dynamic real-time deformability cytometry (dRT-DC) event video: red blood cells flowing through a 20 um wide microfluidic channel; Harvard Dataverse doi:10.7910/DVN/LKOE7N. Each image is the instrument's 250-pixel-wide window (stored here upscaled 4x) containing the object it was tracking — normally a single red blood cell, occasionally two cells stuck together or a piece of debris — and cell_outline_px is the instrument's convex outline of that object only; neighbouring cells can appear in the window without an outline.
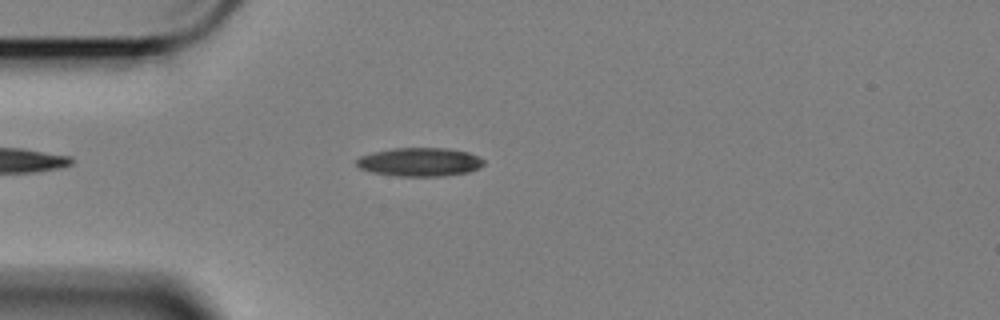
{"species": "Egyptian fruit bat (a non-hibernating species)", "species_latin": "Rousettus aegyptiacus", "temperature_condition": "cold", "stored_images_in_passage": 46, "camera_frame_rate_fps": 3000, "um_per_image_px": 0.085, "animal": {"sex": "female"}, "frame": {"image": 1, "passage_image": 3, "time_ms": 0.667, "image_size_px": [1000, 320], "cell_outline_px": [[484, 164], [480, 168], [468, 172], [436, 176], [400, 176], [372, 172], [360, 168], [356, 164], [356, 160], [360, 156], [372, 152], [396, 148], [448, 148], [468, 152], [480, 156], [484, 160]], "centroid_in_image_um": [35.7, 13.76], "position_along_channel_um": 49.3, "area_um2": 21.15}}
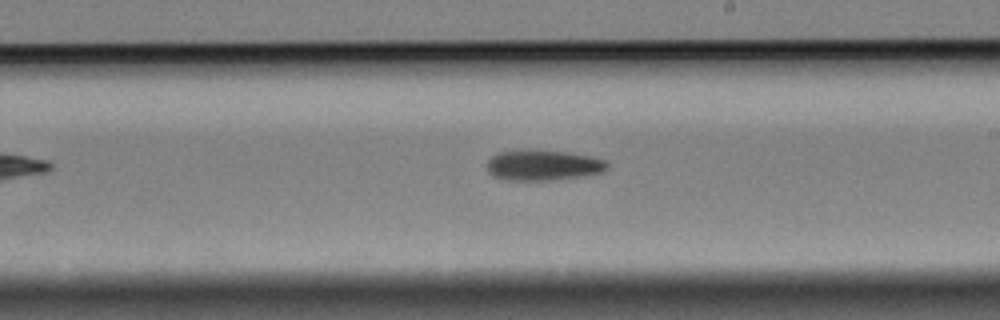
{"frame": {"image": 2, "passage_image": 21, "time_ms": 6.667, "image_size_px": [1000, 320], "cell_outline_px": [[608, 168], [600, 172], [584, 176], [552, 180], [504, 180], [492, 176], [488, 172], [488, 160], [496, 152], [520, 148], [528, 148], [564, 152], [588, 156], [604, 160], [608, 164]], "centroid_in_image_um": [46.08, 14.02], "position_along_channel_um": 242.9, "area_um2": 21.73}}
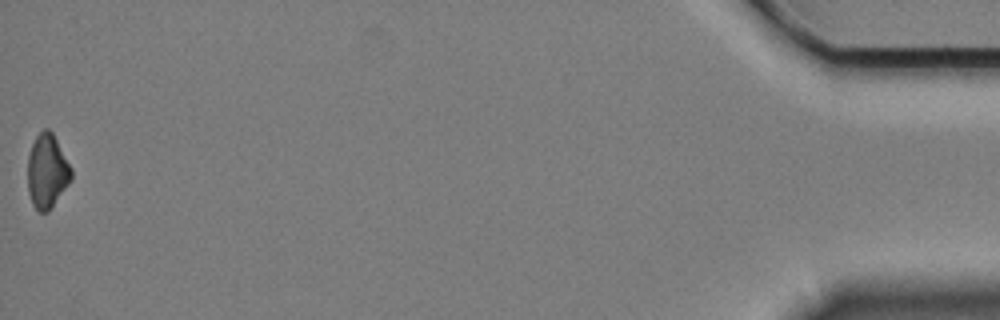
{"frame": {"image": 3, "passage_image": 46, "time_ms": 15.0, "image_size_px": [1000, 320], "cell_outline_px": [[72, 180], [48, 212], [40, 212], [32, 204], [28, 192], [28, 156], [32, 144], [36, 136], [44, 128], [48, 128], [52, 132], [72, 168]], "centroid_in_image_um": [4.01, 14.56], "position_along_channel_um": 431.2, "area_um2": 18.84}, "authors_computed_cell_mechanics": {"area_um2": 20.9814, "velocity_mm_per_s": 3.4027, "shape_relaxation_time_tau1_ms": 7.5327, "shape_relaxation_time_tau2_ms": null, "deformation_change_tau1": 0.1223, "deformation_change_tau2": null}}